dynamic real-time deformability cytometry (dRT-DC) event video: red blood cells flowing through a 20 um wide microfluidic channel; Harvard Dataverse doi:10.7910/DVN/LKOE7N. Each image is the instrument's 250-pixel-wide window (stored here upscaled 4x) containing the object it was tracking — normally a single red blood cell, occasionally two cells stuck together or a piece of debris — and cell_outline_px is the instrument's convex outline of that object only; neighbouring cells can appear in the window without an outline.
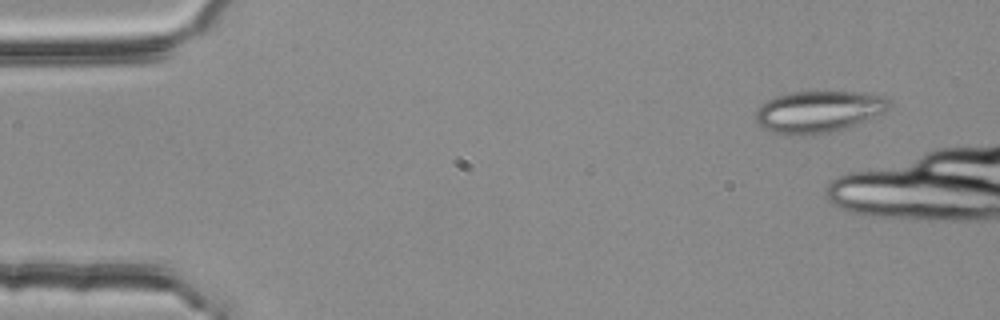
{"species": "common noctule bat (a hibernating species)", "species_latin": "Nyctalus noctula", "temperature_condition": "room temperature", "stored_images_in_passage": 3, "camera_frame_rate_fps": 3000, "um_per_image_px": 0.085, "animal": {"sex": "female", "body_mass_g": 25.1}, "frame": {"image": 1, "passage_image": 1, "time_ms": 0.0, "image_size_px": [1000, 320], "cell_outline_px": [[892, 104], [884, 112], [864, 120], [828, 132], [772, 132], [760, 128], [756, 124], [756, 108], [760, 104], [776, 96], [788, 92], [868, 92], [884, 96]], "centroid_in_image_um": [69.54, 9.43], "position_along_channel_um": 15.5, "area_um2": 31.5}}